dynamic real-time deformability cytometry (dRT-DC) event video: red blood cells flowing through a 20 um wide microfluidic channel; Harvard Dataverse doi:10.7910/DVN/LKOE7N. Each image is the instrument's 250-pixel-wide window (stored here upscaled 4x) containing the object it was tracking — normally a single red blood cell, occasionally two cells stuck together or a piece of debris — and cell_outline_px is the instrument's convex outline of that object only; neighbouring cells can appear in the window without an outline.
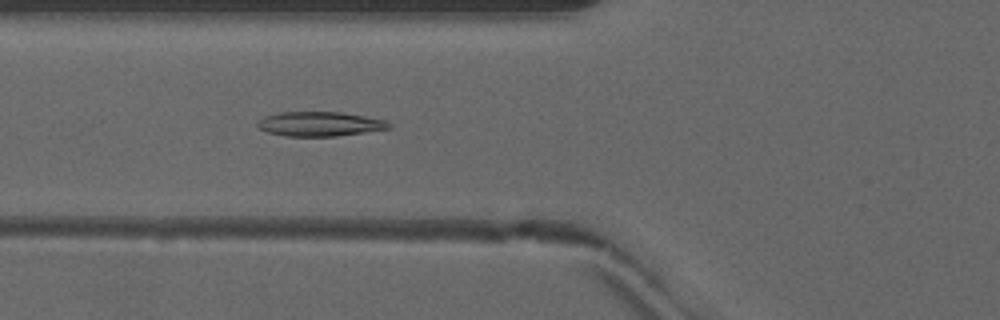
{"species": "common noctule bat (a hibernating species)", "species_latin": "Nyctalus noctula", "temperature_condition": "warm", "stored_images_in_passage": 33, "camera_frame_rate_fps": 3000, "um_per_image_px": 0.085, "animal": {"sex": "male", "forearm_length_mm": 52.5}, "frame": {"image": 1, "passage_image": 3, "time_ms": 0.667, "image_size_px": [1000, 320], "cell_outline_px": [[392, 128], [336, 136], [288, 136], [268, 132], [256, 128], [256, 124], [264, 116], [280, 112], [340, 112], [364, 116], [384, 120], [392, 124]], "centroid_in_image_um": [27.16, 10.53], "position_along_channel_um": 98.6, "area_um2": 18.67}}
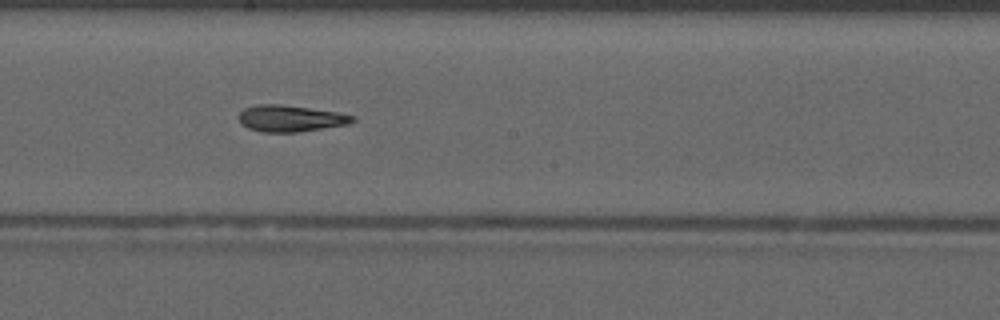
{"frame": {"image": 2, "passage_image": 12, "time_ms": 3.667, "image_size_px": [1000, 320], "cell_outline_px": [[356, 120], [352, 124], [296, 132], [260, 132], [248, 128], [240, 124], [240, 112], [244, 108], [256, 104], [280, 104], [336, 112], [356, 116]], "centroid_in_image_um": [24.7, 10.07], "position_along_channel_um": 223.5, "area_um2": 17.63}}
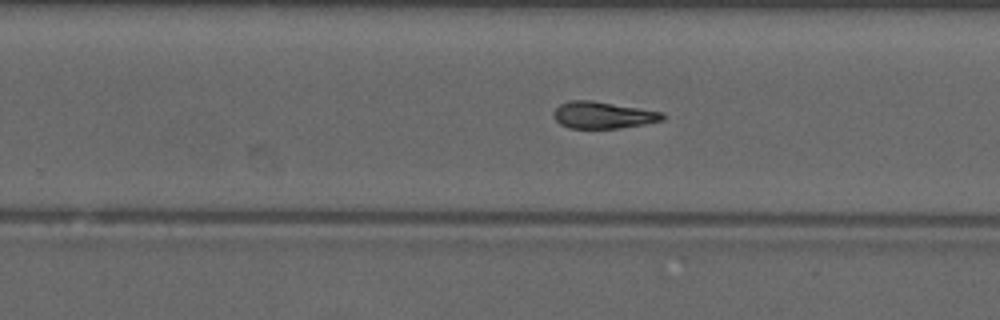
{"frame": {"image": 3, "passage_image": 16, "time_ms": 5.0, "image_size_px": [1000, 320], "cell_outline_px": [[668, 116], [664, 120], [644, 124], [620, 128], [568, 128], [560, 124], [556, 120], [552, 112], [560, 104], [568, 100], [592, 100], [664, 112]], "centroid_in_image_um": [51.28, 9.78], "position_along_channel_um": 278.5, "area_um2": 17.22}, "authors_computed_cell_mechanics": {"area_um2": 17.2244, "velocity_mm_per_s": 4.1637, "shape_relaxation_time_tau1_ms": null, "shape_relaxation_time_tau2_ms": 4.0832, "deformation_change_tau1": null, "deformation_change_tau2": 0.1273}}